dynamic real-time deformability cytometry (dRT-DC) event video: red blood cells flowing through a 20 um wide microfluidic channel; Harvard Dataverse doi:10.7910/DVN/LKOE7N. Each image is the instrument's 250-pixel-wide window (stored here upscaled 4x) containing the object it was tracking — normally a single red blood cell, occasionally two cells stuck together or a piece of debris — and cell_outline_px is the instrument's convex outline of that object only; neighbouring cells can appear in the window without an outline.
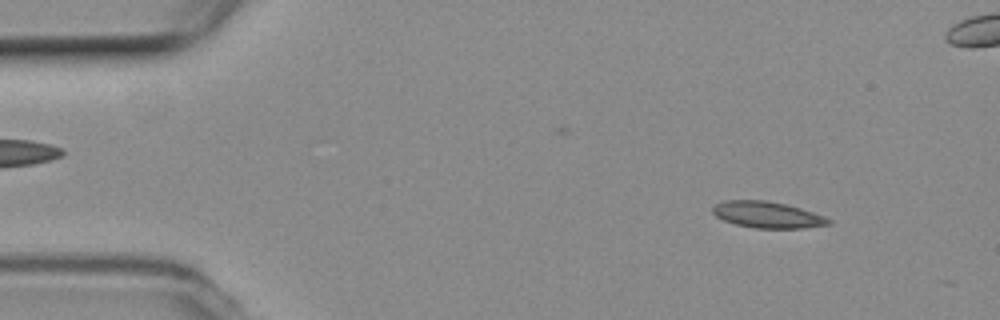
{"species": "common noctule bat (a hibernating species)", "species_latin": "Nyctalus noctula", "temperature_condition": "room temperature", "stored_images_in_passage": 12, "camera_frame_rate_fps": 3000, "um_per_image_px": 0.085, "animal": {"sex": "female", "body_mass_g": 19.3, "forearm_length_mm": 54.1}, "frame": {"image": 1, "passage_image": 5, "time_ms": 1.333, "image_size_px": [1000, 320], "cell_outline_px": [[832, 224], [804, 228], [756, 228], [736, 224], [724, 220], [716, 216], [712, 212], [712, 208], [716, 204], [724, 200], [764, 200], [788, 204], [824, 216], [832, 220]], "centroid_in_image_um": [65.24, 18.25], "position_along_channel_um": 19.8, "area_um2": 17.8}}